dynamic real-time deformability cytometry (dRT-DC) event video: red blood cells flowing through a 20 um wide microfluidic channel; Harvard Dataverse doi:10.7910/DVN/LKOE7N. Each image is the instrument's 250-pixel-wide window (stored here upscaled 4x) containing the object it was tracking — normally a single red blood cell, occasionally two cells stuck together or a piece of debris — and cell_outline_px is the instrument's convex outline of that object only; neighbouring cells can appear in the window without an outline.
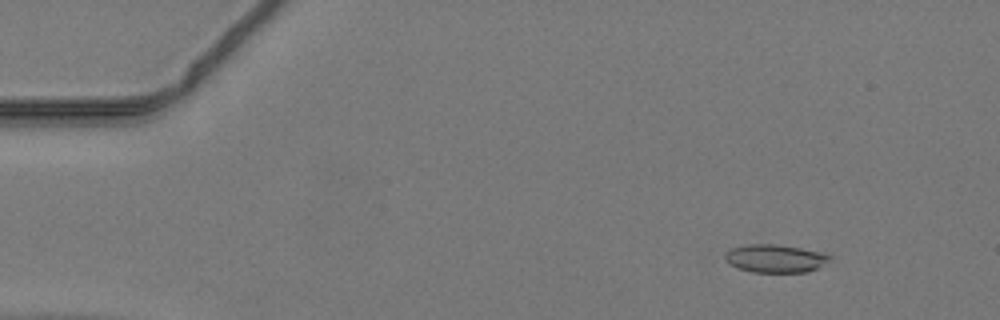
{"species": "common noctule bat (a hibernating species)", "species_latin": "Nyctalus noctula", "temperature_condition": "warm", "stored_images_in_passage": 48, "camera_frame_rate_fps": 3000, "um_per_image_px": 0.085, "animal": {"sex": "male", "body_mass_g": 19.2, "forearm_length_mm": 51.8}, "frame": {"image": 1, "passage_image": 6, "time_ms": 1.667, "image_size_px": [1000, 320], "cell_outline_px": [[832, 260], [808, 272], [752, 272], [736, 268], [728, 264], [724, 256], [724, 252], [732, 248], [748, 244], [776, 244], [824, 252], [832, 256]], "centroid_in_image_um": [65.89, 21.97], "position_along_channel_um": 19.1, "area_um2": 17.34}}
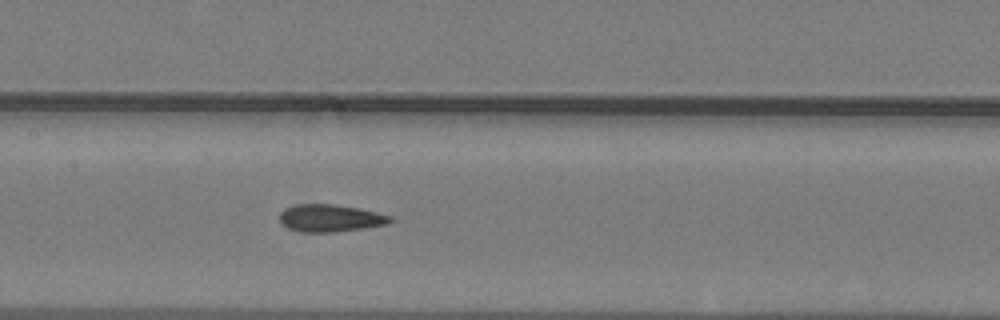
{"frame": {"image": 2, "passage_image": 24, "time_ms": 7.667, "image_size_px": [1000, 320], "cell_outline_px": [[392, 220], [388, 224], [364, 228], [336, 232], [304, 232], [288, 228], [280, 220], [280, 212], [284, 208], [296, 204], [332, 204], [356, 208], [376, 212], [392, 216]], "centroid_in_image_um": [28.07, 18.54], "position_along_channel_um": 179.3, "area_um2": 17.51}}
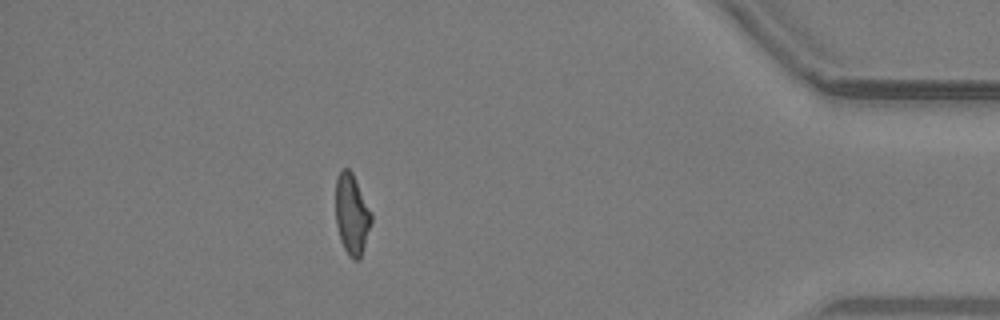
{"frame": {"image": 3, "passage_image": 43, "time_ms": 14.0, "image_size_px": [1000, 320], "cell_outline_px": [[372, 220], [360, 260], [352, 260], [348, 256], [340, 240], [336, 224], [336, 176], [340, 168], [348, 168], [352, 172], [372, 212]], "centroid_in_image_um": [29.9, 18.21], "position_along_channel_um": 405.3, "area_um2": 16.99}}